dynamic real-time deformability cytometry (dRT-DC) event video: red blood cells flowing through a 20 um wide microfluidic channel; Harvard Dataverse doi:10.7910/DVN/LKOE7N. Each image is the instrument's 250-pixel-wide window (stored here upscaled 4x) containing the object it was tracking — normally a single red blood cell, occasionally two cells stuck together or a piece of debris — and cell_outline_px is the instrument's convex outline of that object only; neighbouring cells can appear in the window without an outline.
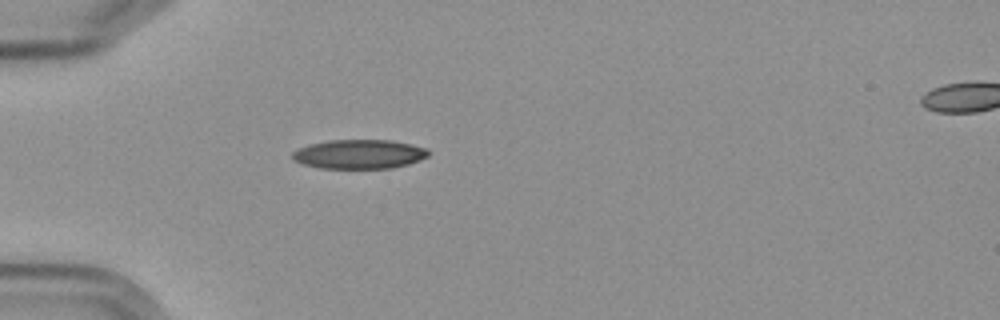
{"species": "Egyptian fruit bat (a non-hibernating species)", "species_latin": "Rousettus aegyptiacus", "temperature_condition": "cold", "stored_images_in_passage": 4, "camera_frame_rate_fps": 3000, "um_per_image_px": 0.085, "frame": {"image": 1, "passage_image": 4, "time_ms": 3.667, "image_size_px": [1000, 320], "cell_outline_px": [[428, 156], [420, 160], [408, 164], [392, 168], [320, 168], [300, 164], [292, 160], [292, 152], [300, 148], [312, 144], [332, 140], [392, 140], [412, 144], [428, 148]], "centroid_in_image_um": [30.54, 13.11], "position_along_channel_um": 54.5, "area_um2": 23.18}}